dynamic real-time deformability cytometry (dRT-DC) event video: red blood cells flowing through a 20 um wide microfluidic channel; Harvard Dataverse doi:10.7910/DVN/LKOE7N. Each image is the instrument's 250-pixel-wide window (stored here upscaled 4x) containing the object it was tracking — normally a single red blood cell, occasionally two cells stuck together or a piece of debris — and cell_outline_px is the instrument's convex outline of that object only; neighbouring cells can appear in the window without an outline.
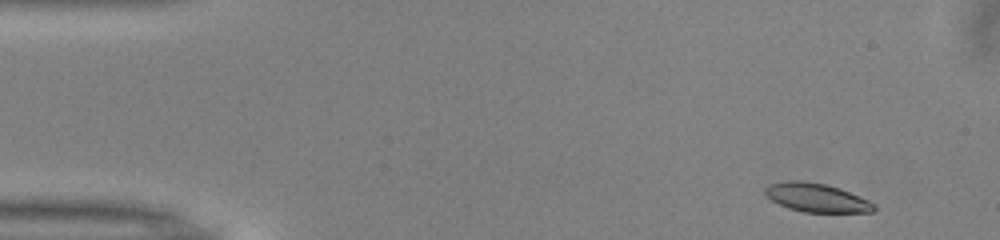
{"species": "common noctule bat (a hibernating species)", "species_latin": "Nyctalus noctula", "temperature_condition": "warm", "stored_images_in_passage": 48, "camera_frame_rate_fps": 3000, "um_per_image_px": 0.085, "animal": {"sex": "male", "body_mass_g": 13.0, "forearm_length_mm": 53.1}, "frame": {"image": 1, "passage_image": 2, "time_ms": 0.333, "image_size_px": [1000, 240], "cell_outline_px": [[876, 208], [872, 212], [804, 212], [788, 208], [772, 200], [764, 192], [764, 188], [768, 184], [788, 180], [800, 180], [824, 184], [840, 188], [868, 200], [876, 204]], "centroid_in_image_um": [69.4, 16.79], "position_along_channel_um": 15.6, "area_um2": 18.15}}
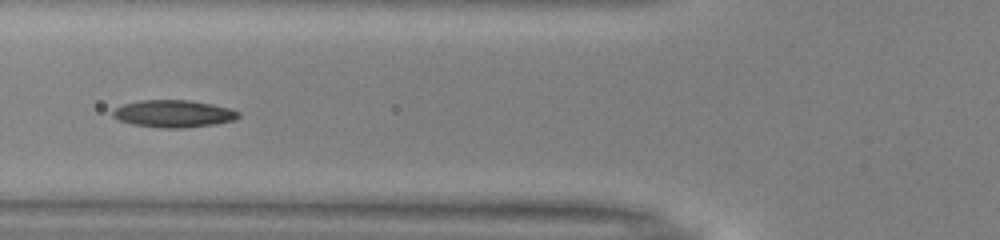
{"frame": {"image": 2, "passage_image": 17, "time_ms": 5.333, "image_size_px": [1000, 240], "cell_outline_px": [[240, 116], [236, 120], [216, 124], [184, 128], [160, 128], [132, 124], [120, 120], [112, 116], [112, 112], [116, 108], [124, 104], [140, 100], [188, 100], [212, 104], [232, 108], [240, 112]], "centroid_in_image_um": [14.8, 9.67], "position_along_channel_um": 111.0, "area_um2": 20.11}}
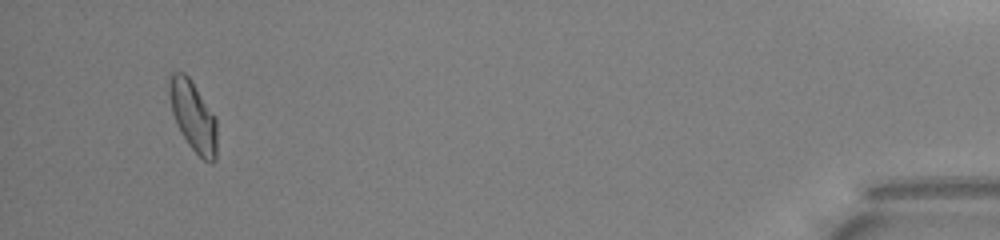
{"frame": {"image": 3, "passage_image": 46, "time_ms": 15.0, "image_size_px": [1000, 240], "cell_outline_px": [[216, 160], [212, 164], [204, 160], [188, 144], [172, 112], [168, 92], [168, 72], [184, 72], [188, 76], [216, 116]], "centroid_in_image_um": [16.41, 9.83], "position_along_channel_um": 418.8, "area_um2": 19.48}, "authors_computed_cell_mechanics": {"area_um2": 18.9584, "velocity_mm_per_s": 4.0181, "shape_relaxation_time_tau1_ms": 4.5752, "shape_relaxation_time_tau2_ms": 4.4637, "deformation_change_tau1": 0.1565, "deformation_change_tau2": 0.1136}}